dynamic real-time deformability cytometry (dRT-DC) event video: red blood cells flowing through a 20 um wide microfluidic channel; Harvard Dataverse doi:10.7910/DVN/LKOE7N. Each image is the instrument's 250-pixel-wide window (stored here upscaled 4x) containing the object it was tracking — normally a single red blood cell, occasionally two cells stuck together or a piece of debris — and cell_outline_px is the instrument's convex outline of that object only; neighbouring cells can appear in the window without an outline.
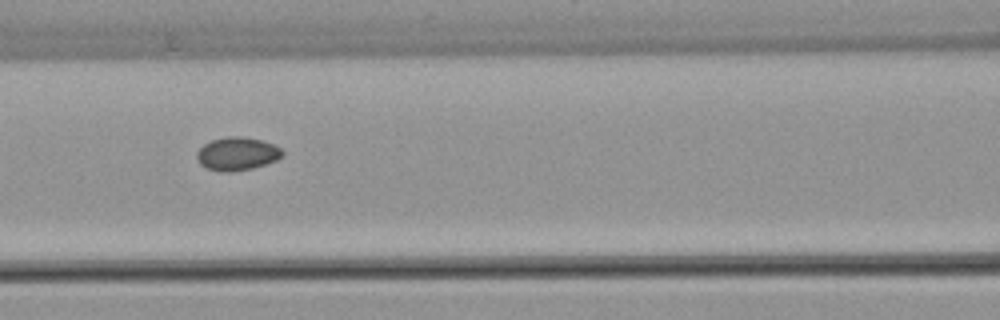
{"species": "common noctule bat (a hibernating species)", "species_latin": "Nyctalus noctula", "temperature_condition": "warm", "stored_images_in_passage": 8, "segment_of_instrument_passage": [2, 2], "camera_frame_rate_fps": 3000, "um_per_image_px": 0.085, "animal": {"sex": "female", "body_mass_g": 22.7, "forearm_length_mm": 54.2}, "frame": {"image": 1, "passage_image": 6, "time_ms": 6.0, "image_size_px": [1000, 320], "cell_outline_px": [[284, 156], [276, 160], [252, 168], [228, 172], [220, 172], [208, 168], [200, 164], [196, 160], [196, 152], [204, 144], [212, 140], [228, 136], [240, 136], [260, 140], [272, 144], [280, 148], [284, 152]], "centroid_in_image_um": [20.13, 13.07], "position_along_channel_um": 146.5, "area_um2": 16.47}}
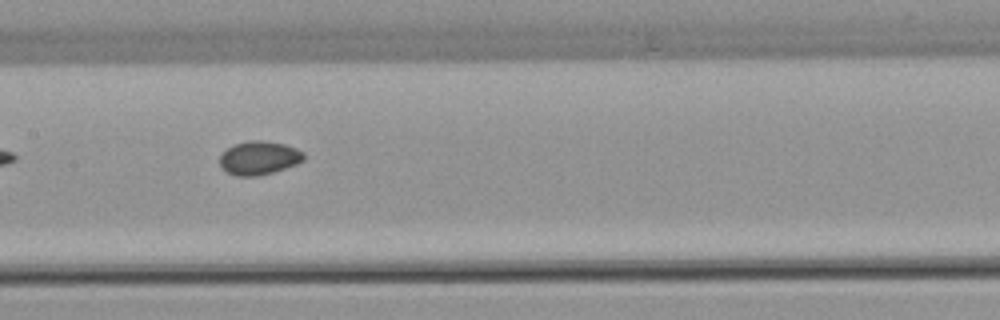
{"frame": {"image": 2, "passage_image": 7, "time_ms": 7.0, "image_size_px": [1000, 320], "cell_outline_px": [[304, 160], [296, 164], [272, 172], [256, 176], [236, 176], [220, 168], [220, 152], [236, 144], [248, 140], [264, 140], [284, 144], [296, 148], [304, 152]], "centroid_in_image_um": [22.0, 13.41], "position_along_channel_um": 185.4, "area_um2": 16.47}}
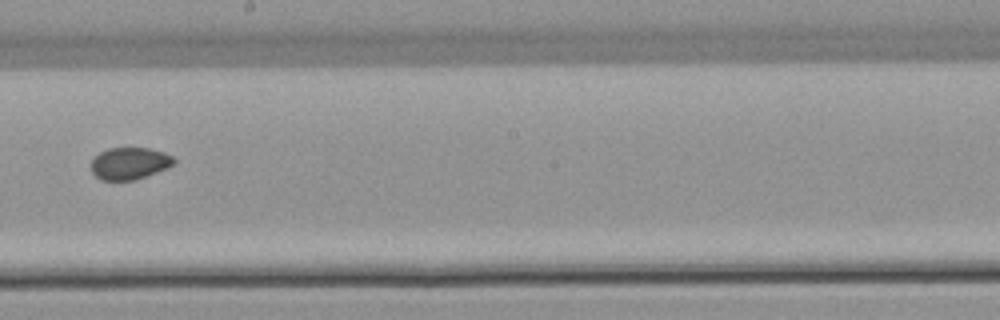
{"frame": {"image": 3, "passage_image": 8, "time_ms": 8.333, "image_size_px": [1000, 320], "cell_outline_px": [[176, 164], [168, 168], [136, 180], [100, 180], [92, 172], [92, 156], [108, 148], [148, 148], [164, 152], [172, 156], [176, 160]], "centroid_in_image_um": [11.03, 13.89], "position_along_channel_um": 237.2, "area_um2": 15.66}}